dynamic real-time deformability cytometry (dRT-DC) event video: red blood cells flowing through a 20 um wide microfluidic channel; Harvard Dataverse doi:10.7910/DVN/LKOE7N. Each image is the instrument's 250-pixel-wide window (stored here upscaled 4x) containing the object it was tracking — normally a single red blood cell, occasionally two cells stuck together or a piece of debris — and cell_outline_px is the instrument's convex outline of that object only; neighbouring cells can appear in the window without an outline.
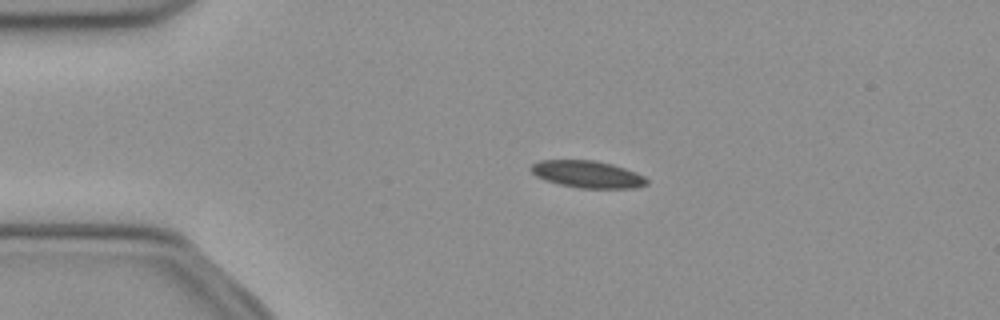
{"species": "common noctule bat (a hibernating species)", "species_latin": "Nyctalus noctula", "temperature_condition": "cold", "stored_images_in_passage": 23, "camera_frame_rate_fps": 3000, "um_per_image_px": 0.085, "animal": {"sex": "female", "body_mass_g": 21.9}, "frame": {"image": 1, "passage_image": 1, "time_ms": 0.0, "image_size_px": [1000, 320], "cell_outline_px": [[648, 184], [636, 188], [580, 188], [560, 184], [544, 180], [536, 176], [528, 168], [532, 164], [540, 160], [596, 160], [612, 164], [636, 172], [644, 176], [648, 180]], "centroid_in_image_um": [49.93, 14.81], "position_along_channel_um": 35.1, "area_um2": 18.38}}
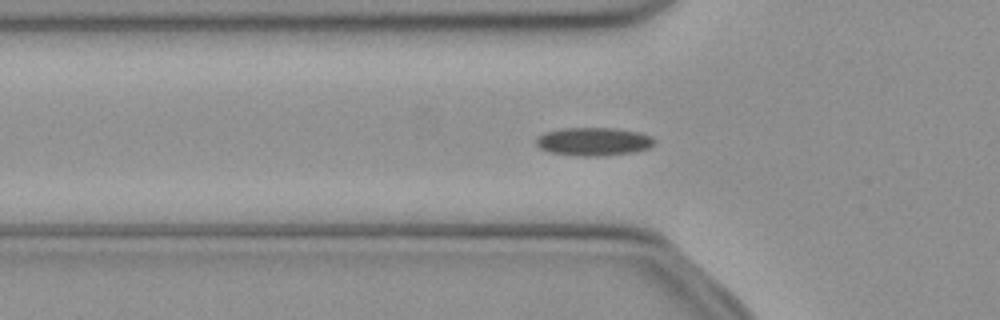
{"frame": {"image": 2, "passage_image": 7, "time_ms": 2.0, "image_size_px": [1000, 320], "cell_outline_px": [[656, 140], [648, 148], [636, 152], [604, 156], [580, 156], [548, 152], [540, 148], [536, 144], [536, 136], [544, 132], [560, 128], [616, 128], [640, 132], [652, 136]], "centroid_in_image_um": [50.44, 12.03], "position_along_channel_um": 75.4, "area_um2": 19.77}}
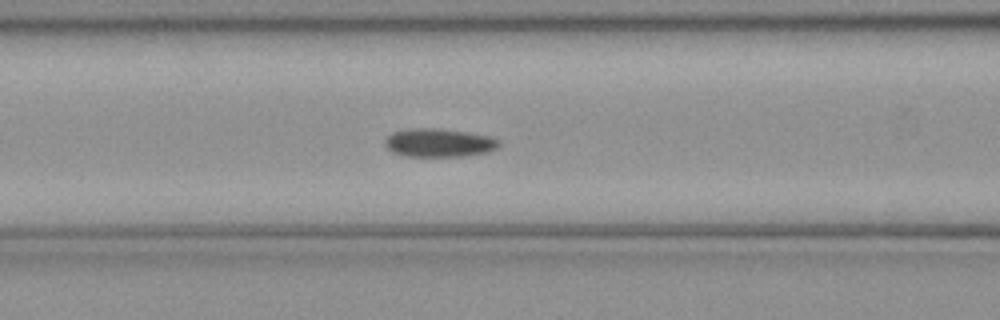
{"frame": {"image": 3, "passage_image": 11, "time_ms": 3.333, "image_size_px": [1000, 320], "cell_outline_px": [[500, 148], [488, 152], [464, 156], [408, 156], [392, 152], [384, 144], [384, 140], [392, 132], [412, 128], [440, 128], [468, 132], [492, 136], [500, 140]], "centroid_in_image_um": [37.36, 12.12], "position_along_channel_um": 129.2, "area_um2": 19.13}}